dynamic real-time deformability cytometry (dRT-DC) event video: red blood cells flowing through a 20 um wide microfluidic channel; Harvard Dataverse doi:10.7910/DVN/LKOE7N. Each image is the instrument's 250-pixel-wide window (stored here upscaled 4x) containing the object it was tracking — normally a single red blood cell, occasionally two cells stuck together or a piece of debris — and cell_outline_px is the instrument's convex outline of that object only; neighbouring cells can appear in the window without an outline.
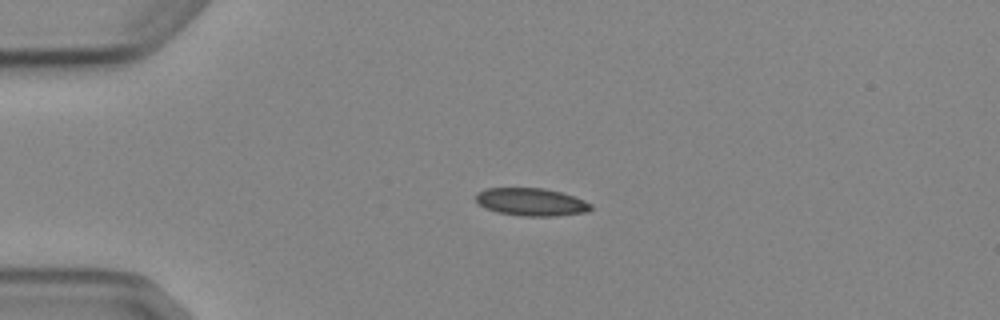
{"species": "Egyptian fruit bat (a non-hibernating species)", "species_latin": "Rousettus aegyptiacus", "temperature_condition": "cold", "stored_images_in_passage": 1, "camera_frame_rate_fps": 3000, "um_per_image_px": 0.085, "animal": {"sex": "female"}, "frame": {"image": 1, "passage_image": 1, "time_ms": 0.0, "image_size_px": [1000, 320], "cell_outline_px": [[592, 208], [588, 212], [556, 216], [524, 216], [496, 212], [484, 208], [476, 200], [476, 192], [484, 188], [544, 188], [560, 192], [584, 200], [592, 204]], "centroid_in_image_um": [45.14, 17.17], "position_along_channel_um": 39.9, "area_um2": 18.67}}